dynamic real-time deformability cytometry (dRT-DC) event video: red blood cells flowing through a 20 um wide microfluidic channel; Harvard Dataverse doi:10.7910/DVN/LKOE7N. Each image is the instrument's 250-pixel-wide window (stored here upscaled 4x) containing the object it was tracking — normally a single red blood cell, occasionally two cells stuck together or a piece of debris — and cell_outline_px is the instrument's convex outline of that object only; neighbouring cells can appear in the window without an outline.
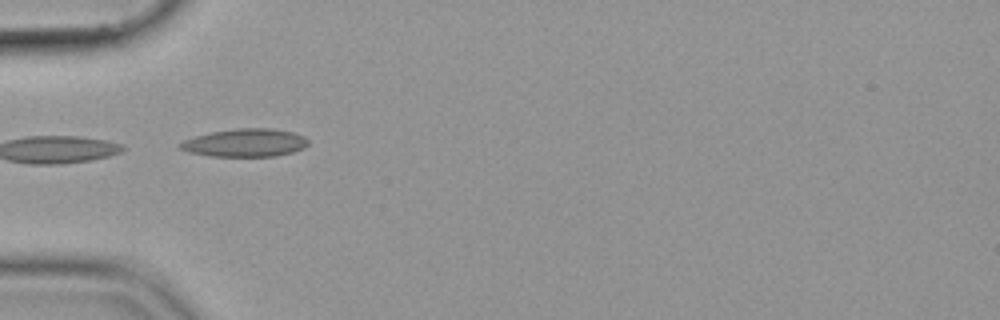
{"species": "common noctule bat (a hibernating species)", "species_latin": "Nyctalus noctula", "temperature_condition": "cold", "stored_images_in_passage": 3, "camera_frame_rate_fps": 3000, "um_per_image_px": 0.085, "animal": {"sex": "female", "body_mass_g": 19.9}, "frame": {"image": 1, "passage_image": 1, "time_ms": 0.0, "image_size_px": [1000, 320], "cell_outline_px": [[308, 144], [304, 148], [292, 152], [276, 156], [208, 156], [188, 152], [180, 148], [180, 144], [184, 140], [196, 136], [212, 132], [236, 128], [268, 128], [292, 132], [304, 136], [308, 140]], "centroid_in_image_um": [20.85, 12.14], "position_along_channel_um": 64.1, "area_um2": 20.75}}